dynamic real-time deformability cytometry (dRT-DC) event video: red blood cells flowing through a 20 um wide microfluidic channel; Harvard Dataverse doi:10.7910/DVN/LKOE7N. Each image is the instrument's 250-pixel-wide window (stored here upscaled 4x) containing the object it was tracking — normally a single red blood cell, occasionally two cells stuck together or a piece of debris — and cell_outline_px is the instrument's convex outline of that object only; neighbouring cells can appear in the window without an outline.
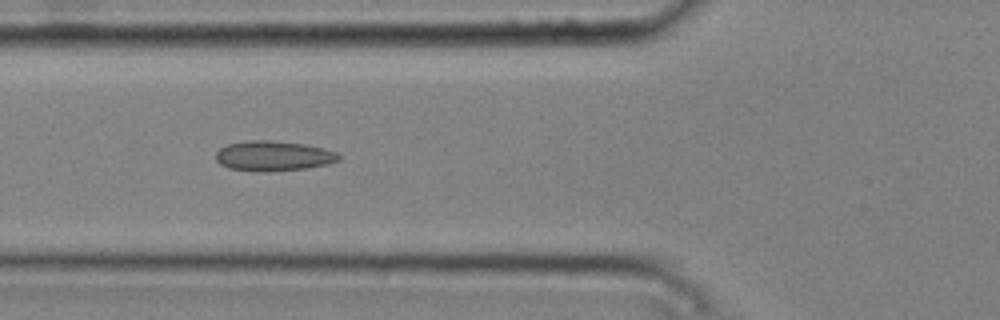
{"species": "common noctule bat (a hibernating species)", "species_latin": "Nyctalus noctula", "temperature_condition": "cold", "stored_images_in_passage": 6, "camera_frame_rate_fps": 3000, "um_per_image_px": 0.085, "animal": {"sex": "male", "body_mass_g": 20.4}, "frame": {"image": 1, "passage_image": 6, "time_ms": 1.667, "image_size_px": [1000, 320], "cell_outline_px": [[344, 156], [340, 160], [328, 164], [304, 168], [256, 172], [252, 172], [232, 168], [220, 164], [216, 160], [216, 152], [220, 148], [228, 144], [248, 140], [268, 140], [304, 144], [336, 152]], "centroid_in_image_um": [23.24, 13.25], "position_along_channel_um": 102.6, "area_um2": 21.39}}